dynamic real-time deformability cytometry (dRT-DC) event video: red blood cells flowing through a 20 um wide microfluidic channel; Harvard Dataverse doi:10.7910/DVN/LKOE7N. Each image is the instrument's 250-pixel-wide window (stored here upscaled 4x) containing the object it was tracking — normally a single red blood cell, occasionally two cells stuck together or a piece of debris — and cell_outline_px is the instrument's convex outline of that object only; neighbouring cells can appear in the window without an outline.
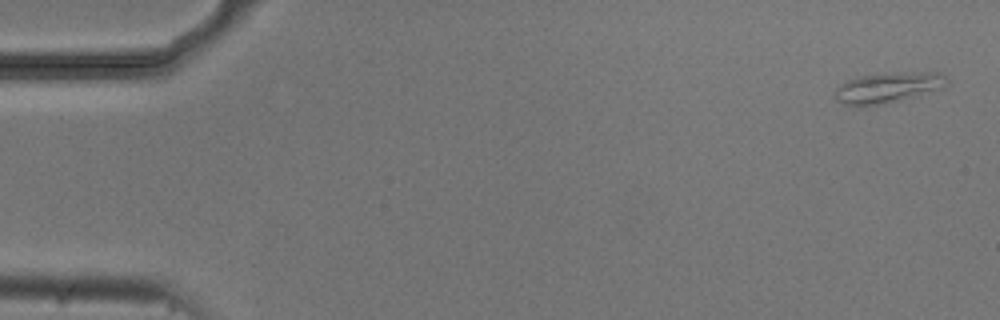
{"species": "common noctule bat (a hibernating species)", "species_latin": "Nyctalus noctula", "temperature_condition": "cold", "stored_images_in_passage": 5, "camera_frame_rate_fps": 3000, "um_per_image_px": 0.085, "animal": {"sex": "male", "body_mass_g": 20.5, "forearm_length_mm": 52.5}, "frame": {"image": 1, "passage_image": 1, "time_ms": 0.0, "image_size_px": [1000, 320], "cell_outline_px": [[948, 84], [944, 88], [916, 96], [876, 104], [844, 104], [836, 100], [836, 88], [840, 84], [848, 80], [864, 76], [900, 72], [940, 72], [948, 80]], "centroid_in_image_um": [75.56, 7.41], "position_along_channel_um": 9.4, "area_um2": 19.25}}